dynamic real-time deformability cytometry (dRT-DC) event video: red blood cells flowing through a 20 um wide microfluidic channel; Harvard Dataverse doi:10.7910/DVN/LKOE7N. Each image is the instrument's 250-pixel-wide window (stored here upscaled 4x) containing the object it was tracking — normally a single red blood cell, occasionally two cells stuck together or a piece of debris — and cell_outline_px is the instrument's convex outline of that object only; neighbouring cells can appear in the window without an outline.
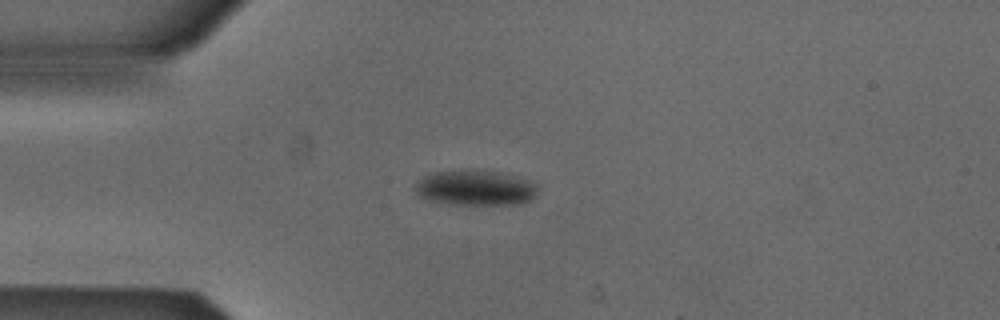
{"species": "Egyptian fruit bat (a non-hibernating species)", "species_latin": "Rousettus aegyptiacus", "temperature_condition": "cold", "stored_images_in_passage": 7, "camera_frame_rate_fps": 3000, "um_per_image_px": 0.085, "animal": {"sex": "male"}, "frame": {"image": 1, "passage_image": 4, "time_ms": 1.0, "image_size_px": [1000, 320], "cell_outline_px": [[536, 196], [528, 200], [516, 204], [456, 204], [432, 200], [420, 196], [416, 192], [416, 180], [424, 176], [436, 172], [464, 168], [472, 168], [496, 172], [512, 176], [536, 184]], "centroid_in_image_um": [40.36, 15.94], "position_along_channel_um": 44.6, "area_um2": 24.91}}
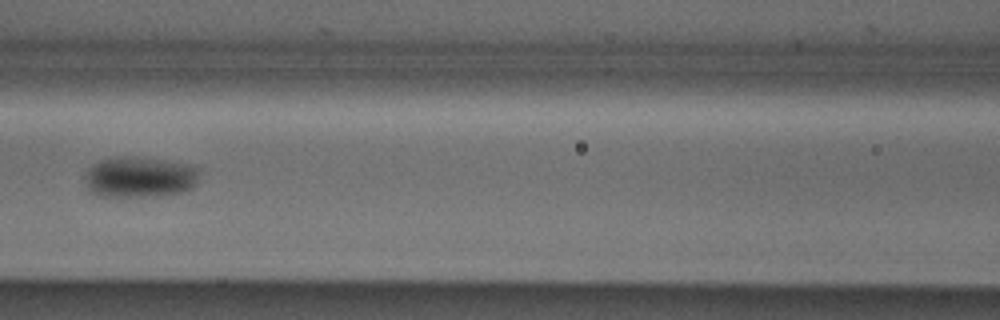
{"frame": {"image": 2, "passage_image": 7, "time_ms": 2.0, "image_size_px": [1000, 320], "cell_outline_px": [[200, 168], [196, 184], [192, 188], [180, 192], [156, 196], [96, 196], [88, 188], [84, 180], [84, 176], [88, 168], [92, 164], [100, 160], [120, 156], [136, 156], [192, 164]], "centroid_in_image_um": [11.87, 15.03], "position_along_channel_um": 154.7, "area_um2": 27.63}}